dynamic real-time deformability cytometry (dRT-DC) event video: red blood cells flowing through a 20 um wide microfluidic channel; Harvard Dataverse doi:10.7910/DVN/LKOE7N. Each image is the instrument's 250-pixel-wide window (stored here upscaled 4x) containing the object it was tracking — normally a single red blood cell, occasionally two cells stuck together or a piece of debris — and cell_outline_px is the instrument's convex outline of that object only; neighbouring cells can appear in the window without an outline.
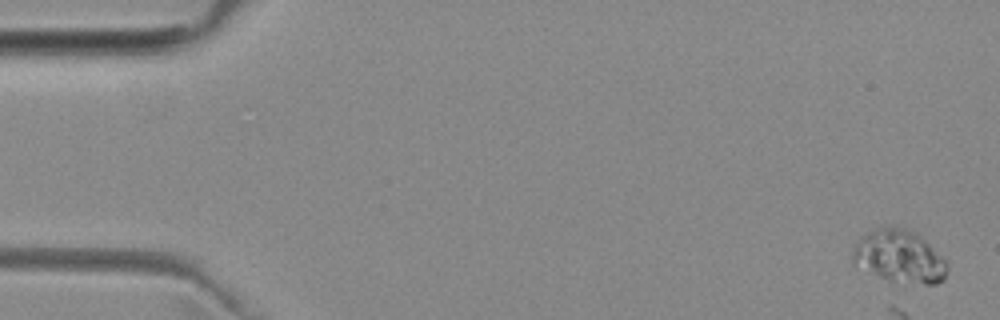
{"species": "common noctule bat (a hibernating species)", "species_latin": "Nyctalus noctula", "temperature_condition": "room temperature", "stored_images_in_passage": 7, "camera_frame_rate_fps": 3000, "um_per_image_px": 0.085, "animal": {"sex": "female", "body_mass_g": 29.2, "forearm_length_mm": 56.3}, "frame": {"image": 1, "passage_image": 1, "time_ms": 0.0, "image_size_px": [1000, 320], "cell_outline_px": [[948, 272], [944, 280], [936, 284], [924, 284], [892, 280], [852, 268], [852, 252], [856, 244], [868, 232], [880, 224], [892, 224], [904, 228], [920, 236], [948, 260]], "centroid_in_image_um": [76.43, 21.78], "position_along_channel_um": 8.6, "area_um2": 29.71}}